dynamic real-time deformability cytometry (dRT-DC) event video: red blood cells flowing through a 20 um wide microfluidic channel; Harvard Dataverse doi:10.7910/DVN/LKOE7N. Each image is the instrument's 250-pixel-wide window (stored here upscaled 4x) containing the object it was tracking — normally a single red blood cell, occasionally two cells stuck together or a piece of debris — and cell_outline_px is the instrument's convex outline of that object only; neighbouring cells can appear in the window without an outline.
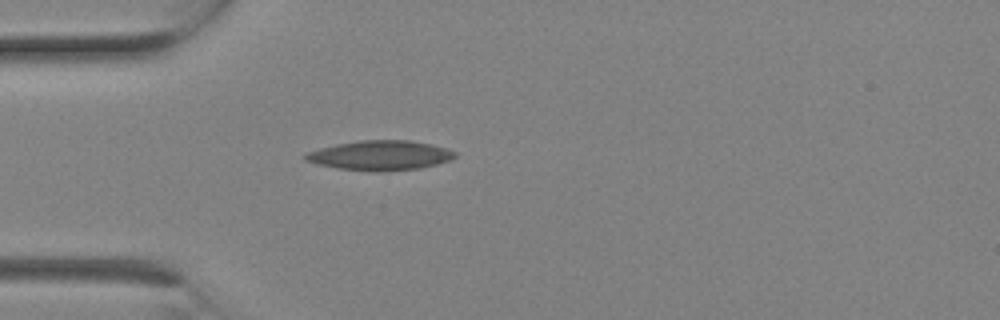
{"species": "Egyptian fruit bat (a non-hibernating species)", "species_latin": "Rousettus aegyptiacus", "temperature_condition": "room temperature", "stored_images_in_passage": 2, "camera_frame_rate_fps": 3000, "um_per_image_px": 0.085, "animal": {"sex": "female"}, "frame": {"image": 1, "passage_image": 1, "time_ms": 0.0, "image_size_px": [1000, 320], "cell_outline_px": [[456, 156], [448, 160], [436, 164], [420, 168], [384, 172], [372, 172], [336, 168], [316, 164], [304, 160], [304, 152], [336, 144], [360, 140], [408, 140], [432, 144], [456, 152]], "centroid_in_image_um": [32.25, 13.22], "position_along_channel_um": 52.7, "area_um2": 26.07}}